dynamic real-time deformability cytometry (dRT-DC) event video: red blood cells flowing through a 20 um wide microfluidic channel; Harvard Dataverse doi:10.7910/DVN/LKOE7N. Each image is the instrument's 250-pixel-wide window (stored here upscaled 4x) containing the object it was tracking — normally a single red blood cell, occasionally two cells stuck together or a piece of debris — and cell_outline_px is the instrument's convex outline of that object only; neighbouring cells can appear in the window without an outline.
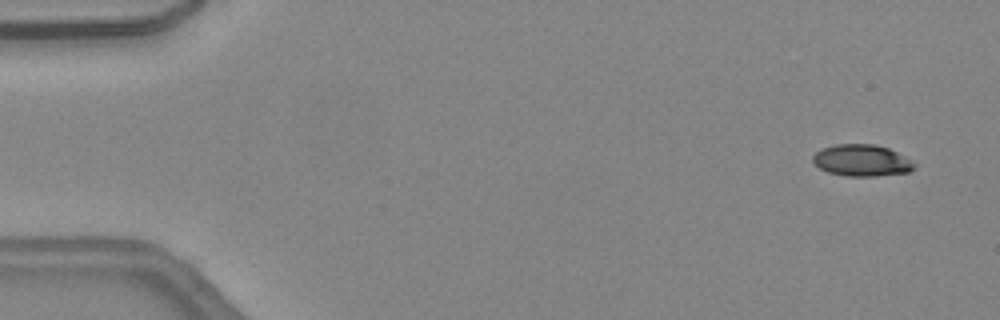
{"species": "common noctule bat (a hibernating species)", "species_latin": "Nyctalus noctula", "temperature_condition": "warm", "stored_images_in_passage": 46, "camera_frame_rate_fps": 3000, "um_per_image_px": 0.085, "animal": {"sex": "female", "body_mass_g": 24.6, "forearm_length_mm": 56.2}, "frame": {"image": 1, "passage_image": 3, "time_ms": 0.667, "image_size_px": [1000, 320], "cell_outline_px": [[916, 168], [908, 172], [876, 176], [848, 176], [828, 172], [820, 168], [812, 160], [812, 156], [816, 152], [824, 148], [836, 144], [876, 144], [888, 148], [904, 156], [916, 164]], "centroid_in_image_um": [73.26, 13.63], "position_along_channel_um": 11.7, "area_um2": 18.61}}
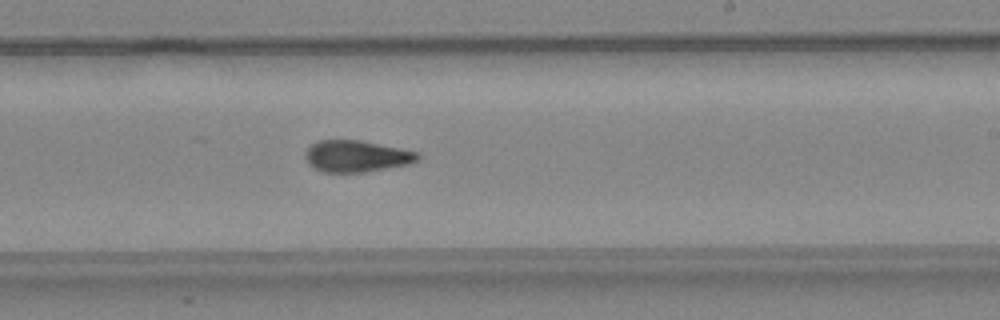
{"frame": {"image": 2, "passage_image": 28, "time_ms": 9.0, "image_size_px": [1000, 320], "cell_outline_px": [[420, 160], [408, 164], [364, 172], [324, 172], [312, 168], [308, 164], [304, 156], [304, 152], [316, 140], [360, 140], [416, 152], [420, 156]], "centroid_in_image_um": [30.24, 13.28], "position_along_channel_um": 258.8, "area_um2": 20.63}}
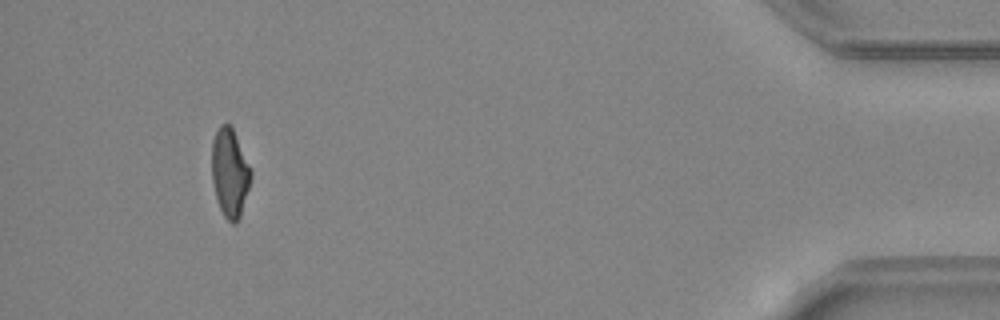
{"frame": {"image": 3, "passage_image": 43, "time_ms": 14.0, "image_size_px": [1000, 320], "cell_outline_px": [[252, 176], [240, 216], [232, 224], [224, 216], [220, 208], [216, 196], [212, 180], [212, 140], [220, 124], [228, 124], [232, 128], [252, 172]], "centroid_in_image_um": [19.52, 14.68], "position_along_channel_um": 415.7, "area_um2": 19.71}, "authors_computed_cell_mechanics": {"area_um2": 20.5479, "velocity_mm_per_s": 4.5422, "shape_relaxation_time_tau1_ms": null, "shape_relaxation_time_tau2_ms": 2.7432, "deformation_change_tau1": null, "deformation_change_tau2": 0.1073}}